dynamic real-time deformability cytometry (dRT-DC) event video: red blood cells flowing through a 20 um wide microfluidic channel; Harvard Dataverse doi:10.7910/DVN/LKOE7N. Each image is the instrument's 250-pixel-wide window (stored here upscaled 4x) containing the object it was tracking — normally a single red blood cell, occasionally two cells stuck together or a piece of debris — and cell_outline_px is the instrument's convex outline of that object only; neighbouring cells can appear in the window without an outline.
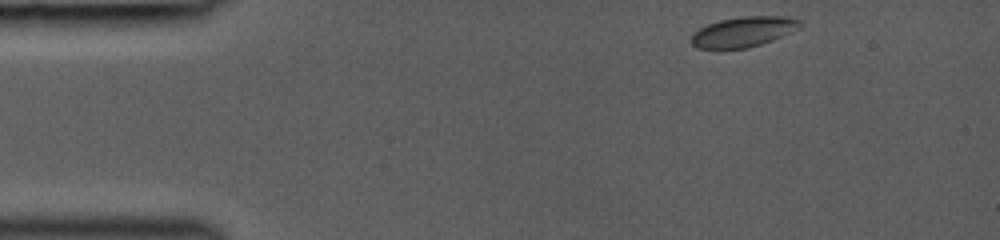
{"species": "common noctule bat (a hibernating species)", "species_latin": "Nyctalus noctula", "temperature_condition": "room temperature", "stored_images_in_passage": 5, "camera_frame_rate_fps": 3000, "um_per_image_px": 0.085, "animal": {"sex": "female", "body_mass_g": 19.0, "forearm_length_mm": 53.3}, "frame": {"image": 1, "passage_image": 1, "time_ms": 0.0, "image_size_px": [1000, 240], "cell_outline_px": [[804, 24], [800, 28], [792, 32], [772, 40], [748, 48], [696, 48], [692, 44], [692, 36], [700, 28], [708, 24], [720, 20], [740, 16], [784, 16], [800, 20]], "centroid_in_image_um": [63.24, 2.69], "position_along_channel_um": 21.8, "area_um2": 19.02}}
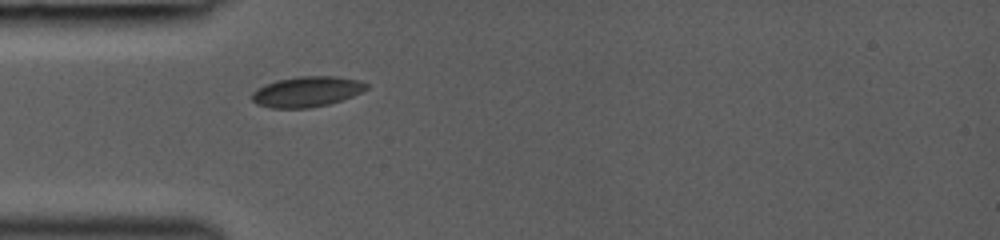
{"frame": {"image": 2, "passage_image": 5, "time_ms": 2.667, "image_size_px": [1000, 240], "cell_outline_px": [[368, 88], [352, 96], [328, 104], [308, 108], [272, 108], [256, 104], [252, 100], [252, 92], [256, 88], [264, 84], [276, 80], [300, 76], [336, 76], [360, 80], [368, 84]], "centroid_in_image_um": [26.05, 7.78], "position_along_channel_um": 59.0, "area_um2": 20.35}}